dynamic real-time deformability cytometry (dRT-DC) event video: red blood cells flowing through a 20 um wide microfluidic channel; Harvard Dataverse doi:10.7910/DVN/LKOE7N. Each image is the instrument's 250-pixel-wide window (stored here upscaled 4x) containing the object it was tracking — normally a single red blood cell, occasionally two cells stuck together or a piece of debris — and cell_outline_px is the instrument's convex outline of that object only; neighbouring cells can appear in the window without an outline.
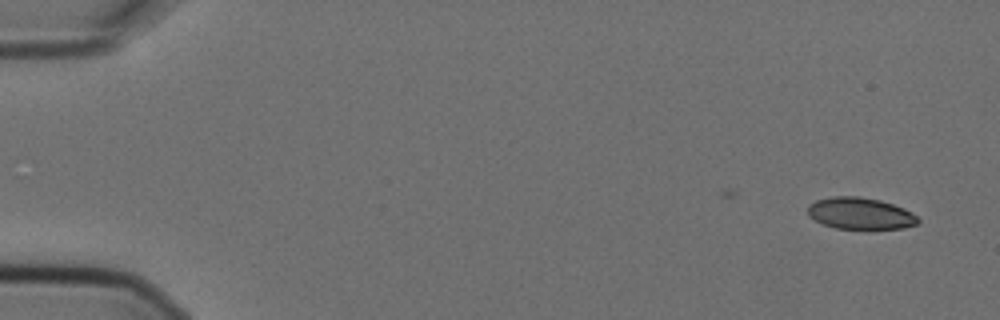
{"species": "Egyptian fruit bat (a non-hibernating species)", "species_latin": "Rousettus aegyptiacus", "temperature_condition": "cold", "stored_images_in_passage": 4, "camera_frame_rate_fps": 3000, "um_per_image_px": 0.085, "animal": {"sex": "female"}, "frame": {"image": 1, "passage_image": 1, "time_ms": 0.0, "image_size_px": [1000, 320], "cell_outline_px": [[920, 220], [916, 224], [904, 228], [836, 228], [820, 224], [808, 216], [808, 204], [816, 200], [832, 196], [856, 196], [880, 200], [904, 208], [912, 212]], "centroid_in_image_um": [73.08, 18.13], "position_along_channel_um": 11.9, "area_um2": 20.35}}